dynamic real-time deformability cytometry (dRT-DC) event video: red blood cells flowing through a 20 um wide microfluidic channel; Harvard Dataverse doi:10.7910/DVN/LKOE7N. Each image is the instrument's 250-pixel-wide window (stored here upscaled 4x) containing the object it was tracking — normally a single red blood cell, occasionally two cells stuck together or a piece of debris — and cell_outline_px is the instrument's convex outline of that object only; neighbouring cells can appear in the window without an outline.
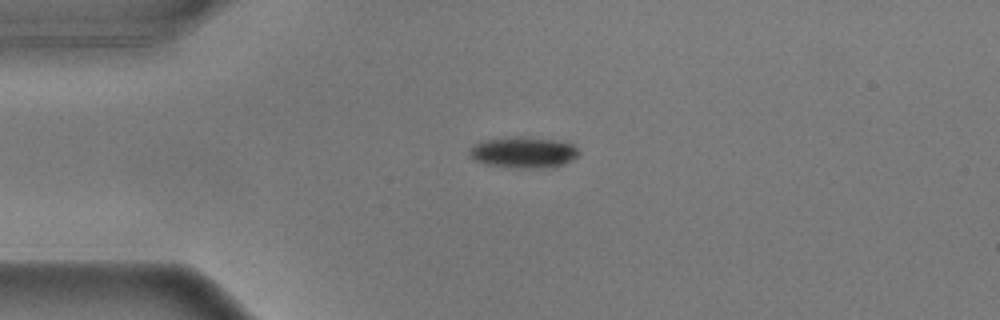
{"species": "common noctule bat (a hibernating species)", "species_latin": "Nyctalus noctula", "temperature_condition": "warm", "stored_images_in_passage": 44, "camera_frame_rate_fps": 3000, "um_per_image_px": 0.085, "animal": {"sex": "male", "body_mass_g": 17.9}, "frame": {"image": 1, "passage_image": 1, "time_ms": 0.0, "image_size_px": [1000, 320], "cell_outline_px": [[580, 152], [572, 160], [564, 164], [552, 168], [512, 168], [488, 164], [476, 160], [468, 156], [468, 152], [472, 144], [480, 140], [556, 140], [572, 144]], "centroid_in_image_um": [44.49, 13.02], "position_along_channel_um": 40.5, "area_um2": 18.96}}
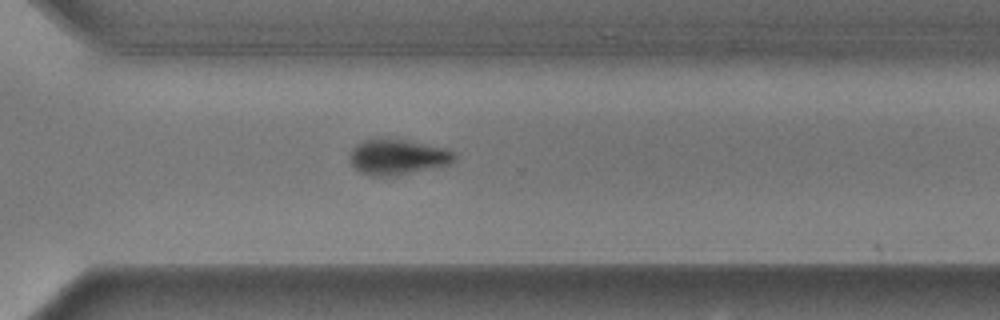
{"frame": {"image": 2, "passage_image": 28, "time_ms": 9.0, "image_size_px": [1000, 320], "cell_outline_px": [[456, 156], [448, 164], [408, 172], [380, 176], [376, 176], [364, 172], [356, 168], [352, 164], [352, 148], [356, 144], [364, 140], [400, 140], [444, 148], [452, 152]], "centroid_in_image_um": [33.77, 13.33], "position_along_channel_um": 336.8, "area_um2": 20.06}}
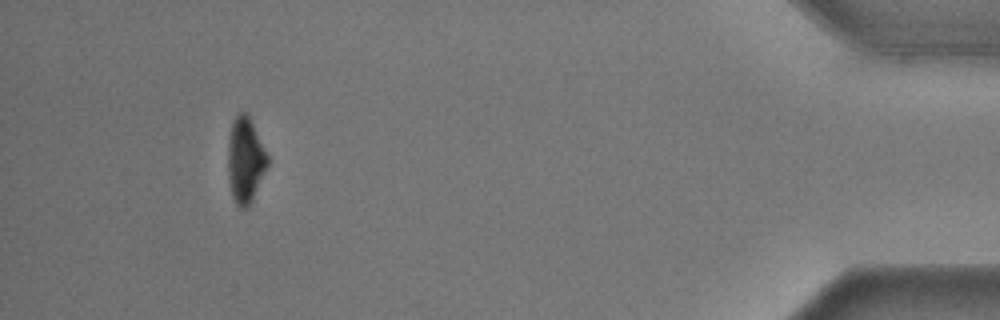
{"frame": {"image": 3, "passage_image": 40, "time_ms": 13.0, "image_size_px": [1000, 320], "cell_outline_px": [[268, 164], [252, 200], [244, 208], [240, 208], [236, 204], [232, 196], [228, 180], [228, 140], [232, 120], [240, 112], [244, 112], [248, 116], [268, 156]], "centroid_in_image_um": [20.82, 13.62], "position_along_channel_um": 414.4, "area_um2": 19.36}, "authors_computed_cell_mechanics": {"area_um2": 21.0103, "velocity_mm_per_s": 3.5774, "shape_relaxation_time_tau1_ms": 1.3413, "shape_relaxation_time_tau2_ms": null, "deformation_change_tau1": 0.1247, "deformation_change_tau2": null}}